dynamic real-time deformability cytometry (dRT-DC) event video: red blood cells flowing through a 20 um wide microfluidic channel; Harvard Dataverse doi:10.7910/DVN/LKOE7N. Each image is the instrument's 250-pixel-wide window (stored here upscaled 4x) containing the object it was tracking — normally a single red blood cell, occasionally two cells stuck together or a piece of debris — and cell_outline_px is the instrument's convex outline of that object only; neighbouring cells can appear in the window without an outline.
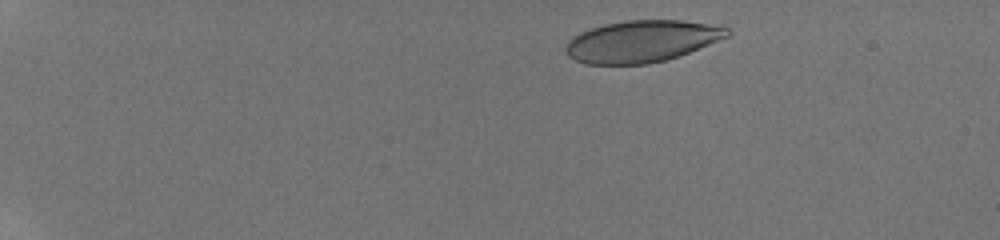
{"species": "human", "species_latin": "Homo sapiens", "temperature_condition": "room temperature", "stored_images_in_passage": 10, "camera_frame_rate_fps": 3000, "um_per_image_px": 0.085, "donor": {"sex": "male"}, "frame": {"image": 1, "passage_image": 3, "time_ms": 1.0, "image_size_px": [1000, 240], "cell_outline_px": [[732, 32], [728, 36], [688, 52], [664, 60], [648, 64], [584, 64], [568, 56], [564, 48], [568, 40], [572, 36], [580, 32], [604, 24], [628, 20], [684, 20], [728, 28]], "centroid_in_image_um": [54.49, 3.51], "position_along_channel_um": 30.5, "area_um2": 39.02}}
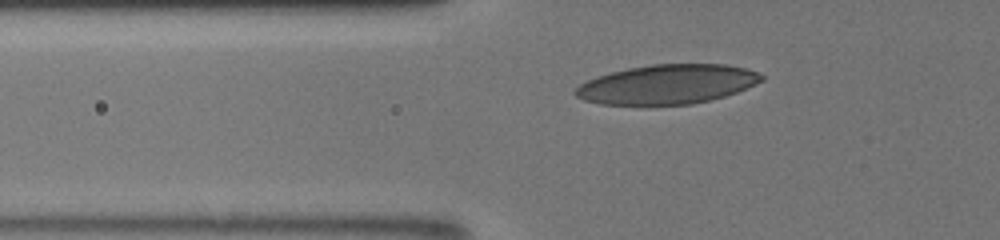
{"frame": {"image": 2, "passage_image": 9, "time_ms": 4.667, "image_size_px": [1000, 240], "cell_outline_px": [[764, 80], [736, 92], [724, 96], [692, 104], [600, 104], [584, 100], [576, 96], [572, 92], [580, 84], [596, 76], [628, 68], [652, 64], [724, 64], [744, 68], [756, 72], [764, 76]], "centroid_in_image_um": [56.69, 7.16], "position_along_channel_um": 69.1, "area_um2": 42.37}}